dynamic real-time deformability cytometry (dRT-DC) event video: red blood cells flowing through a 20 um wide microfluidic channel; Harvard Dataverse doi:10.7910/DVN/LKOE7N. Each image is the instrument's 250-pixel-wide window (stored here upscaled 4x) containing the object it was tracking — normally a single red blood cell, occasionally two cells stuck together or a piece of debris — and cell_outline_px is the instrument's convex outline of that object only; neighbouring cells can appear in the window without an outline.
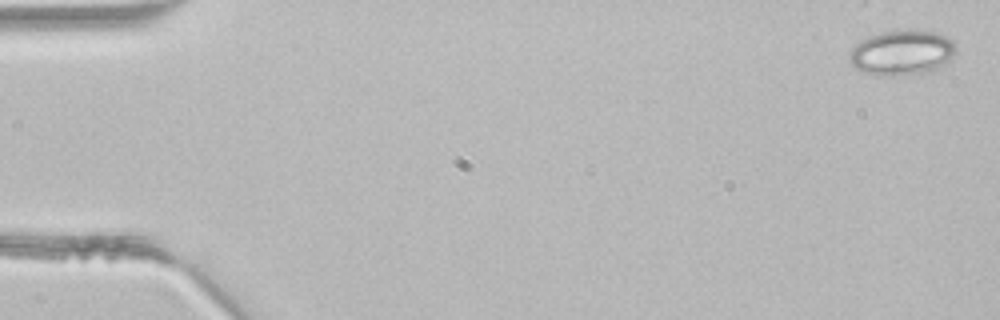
{"species": "common noctule bat (a hibernating species)", "species_latin": "Nyctalus noctula", "temperature_condition": "room temperature", "stored_images_in_passage": 4, "camera_frame_rate_fps": 3000, "um_per_image_px": 0.085, "animal": {"sex": "male", "body_mass_g": 21.5, "forearm_length_mm": 52.0}, "frame": {"image": 1, "passage_image": 4, "time_ms": 1.0, "image_size_px": [1000, 320], "cell_outline_px": [[956, 52], [948, 64], [932, 72], [888, 76], [876, 76], [864, 72], [856, 68], [852, 64], [848, 56], [852, 48], [860, 40], [868, 36], [880, 32], [896, 28], [912, 28], [936, 32], [952, 40], [956, 44]], "centroid_in_image_um": [76.7, 4.45], "position_along_channel_um": 8.3, "area_um2": 28.96}}